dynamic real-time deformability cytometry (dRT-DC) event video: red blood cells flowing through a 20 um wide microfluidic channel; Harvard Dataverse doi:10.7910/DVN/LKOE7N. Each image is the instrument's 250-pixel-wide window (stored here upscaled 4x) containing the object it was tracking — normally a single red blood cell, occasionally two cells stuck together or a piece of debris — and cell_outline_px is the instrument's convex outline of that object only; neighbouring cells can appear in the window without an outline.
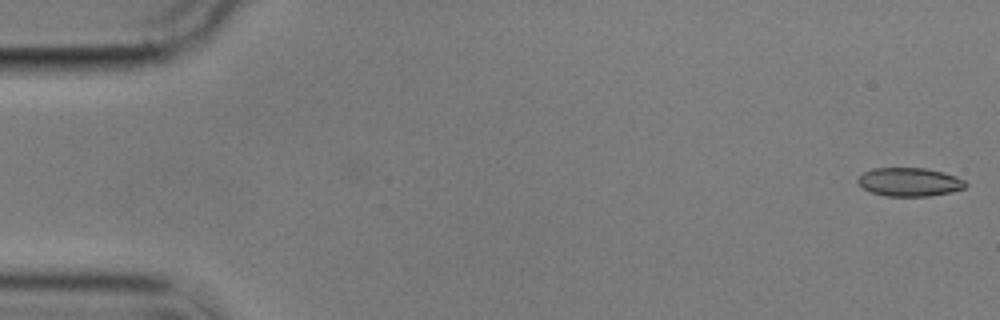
{"species": "common noctule bat (a hibernating species)", "species_latin": "Nyctalus noctula", "temperature_condition": "cold", "stored_images_in_passage": 6, "camera_frame_rate_fps": 3000, "um_per_image_px": 0.085, "animal": {"sex": "male", "body_mass_g": 17.9}, "frame": {"image": 1, "passage_image": 1, "time_ms": 0.0, "image_size_px": [1000, 320], "cell_outline_px": [[968, 184], [964, 188], [952, 192], [928, 196], [888, 196], [872, 192], [864, 188], [856, 180], [864, 172], [872, 168], [924, 168], [944, 172], [956, 176], [964, 180]], "centroid_in_image_um": [77.34, 15.46], "position_along_channel_um": 7.7, "area_um2": 17.86}}
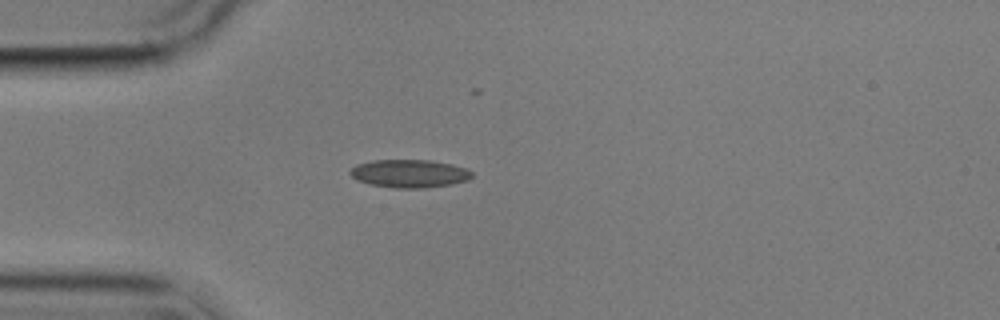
{"frame": {"image": 2, "passage_image": 5, "time_ms": 4.667, "image_size_px": [1000, 320], "cell_outline_px": [[472, 176], [468, 180], [452, 184], [424, 188], [396, 188], [372, 184], [356, 180], [348, 172], [356, 164], [372, 160], [432, 160], [452, 164], [468, 168], [472, 172]], "centroid_in_image_um": [34.82, 14.74], "position_along_channel_um": 50.2, "area_um2": 20.0}}